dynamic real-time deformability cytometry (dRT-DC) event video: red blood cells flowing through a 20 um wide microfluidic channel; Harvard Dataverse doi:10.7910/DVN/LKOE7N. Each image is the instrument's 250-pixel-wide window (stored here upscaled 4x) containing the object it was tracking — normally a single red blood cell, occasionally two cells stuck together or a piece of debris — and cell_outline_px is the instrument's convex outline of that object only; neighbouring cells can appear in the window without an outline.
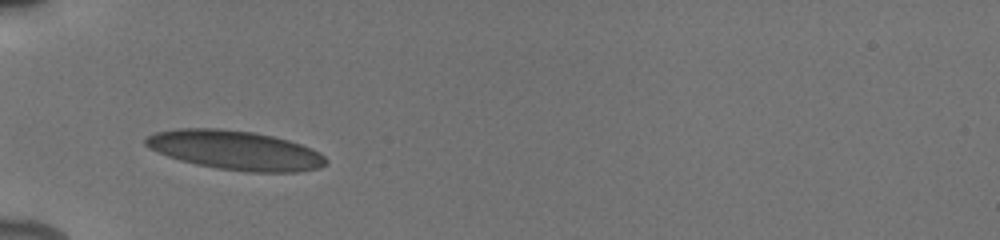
{"species": "human", "species_latin": "Homo sapiens", "temperature_condition": "cold", "stored_images_in_passage": 28, "camera_frame_rate_fps": 3000, "um_per_image_px": 0.085, "donor": {"sex": "male"}, "frame": {"image": 1, "passage_image": 1, "time_ms": 0.0, "image_size_px": [1000, 240], "cell_outline_px": [[328, 160], [320, 168], [296, 172], [244, 172], [216, 168], [196, 164], [180, 160], [168, 156], [144, 144], [144, 140], [148, 136], [156, 132], [176, 128], [216, 128], [252, 132], [272, 136], [288, 140], [312, 148], [320, 152]], "centroid_in_image_um": [20.02, 12.77], "position_along_channel_um": 65.0, "area_um2": 41.1}}
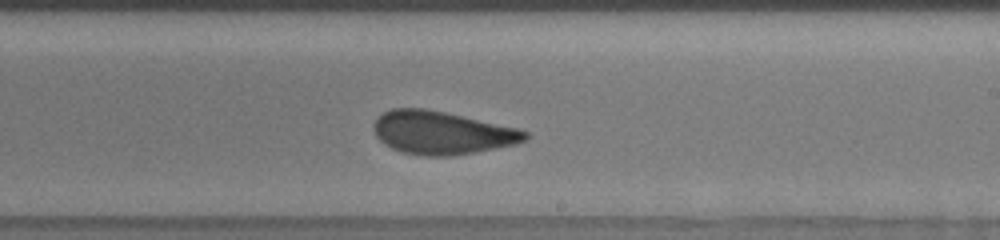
{"frame": {"image": 2, "passage_image": 22, "time_ms": 5.0, "image_size_px": [1000, 240], "cell_outline_px": [[528, 136], [524, 140], [516, 144], [496, 148], [448, 156], [428, 156], [404, 152], [392, 148], [384, 144], [376, 136], [376, 120], [384, 112], [392, 108], [424, 108], [444, 112], [516, 128], [528, 132]], "centroid_in_image_um": [37.55, 11.28], "position_along_channel_um": 251.4, "area_um2": 37.17}}
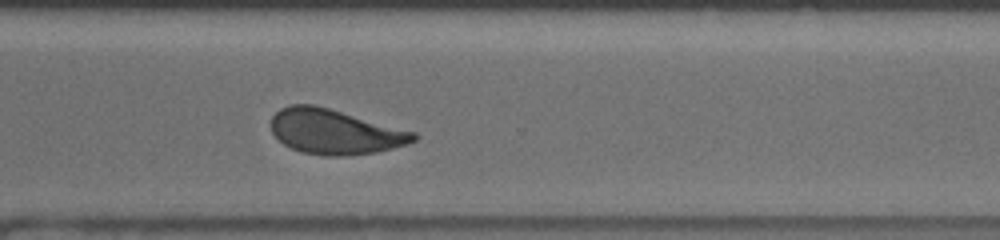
{"frame": {"image": 3, "passage_image": 28, "time_ms": 7.333, "image_size_px": [1000, 240], "cell_outline_px": [[420, 136], [416, 140], [392, 148], [376, 152], [344, 156], [328, 156], [304, 152], [292, 148], [284, 144], [272, 132], [272, 116], [280, 108], [292, 104], [312, 104], [328, 108], [416, 132]], "centroid_in_image_um": [28.47, 11.19], "position_along_channel_um": 342.1, "area_um2": 36.93}}